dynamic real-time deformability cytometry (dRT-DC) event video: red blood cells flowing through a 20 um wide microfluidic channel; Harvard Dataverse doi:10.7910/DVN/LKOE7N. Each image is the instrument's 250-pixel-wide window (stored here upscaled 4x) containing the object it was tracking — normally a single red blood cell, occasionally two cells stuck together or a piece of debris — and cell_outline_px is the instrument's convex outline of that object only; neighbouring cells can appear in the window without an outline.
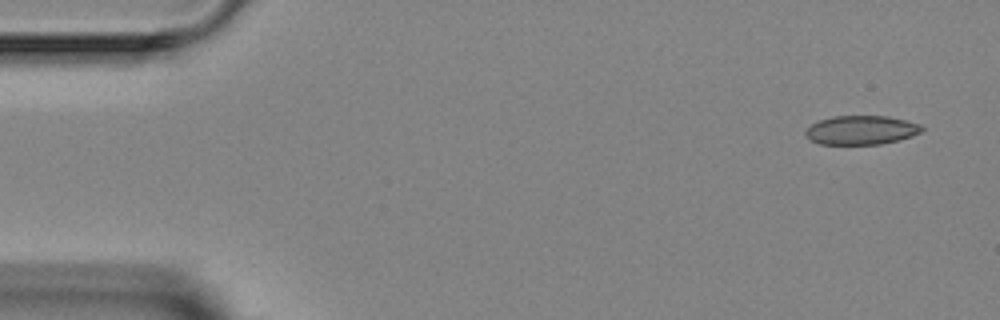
{"species": "Egyptian fruit bat (a non-hibernating species)", "species_latin": "Rousettus aegyptiacus", "temperature_condition": "room temperature", "stored_images_in_passage": 3, "camera_frame_rate_fps": 3000, "um_per_image_px": 0.085, "animal": {"sex": "female"}, "frame": {"image": 1, "passage_image": 1, "time_ms": 0.0, "image_size_px": [1000, 320], "cell_outline_px": [[924, 128], [920, 132], [912, 136], [900, 140], [880, 144], [820, 144], [812, 140], [804, 132], [812, 124], [820, 120], [832, 116], [888, 116], [920, 124]], "centroid_in_image_um": [73.23, 11.06], "position_along_channel_um": 11.8, "area_um2": 19.48}}